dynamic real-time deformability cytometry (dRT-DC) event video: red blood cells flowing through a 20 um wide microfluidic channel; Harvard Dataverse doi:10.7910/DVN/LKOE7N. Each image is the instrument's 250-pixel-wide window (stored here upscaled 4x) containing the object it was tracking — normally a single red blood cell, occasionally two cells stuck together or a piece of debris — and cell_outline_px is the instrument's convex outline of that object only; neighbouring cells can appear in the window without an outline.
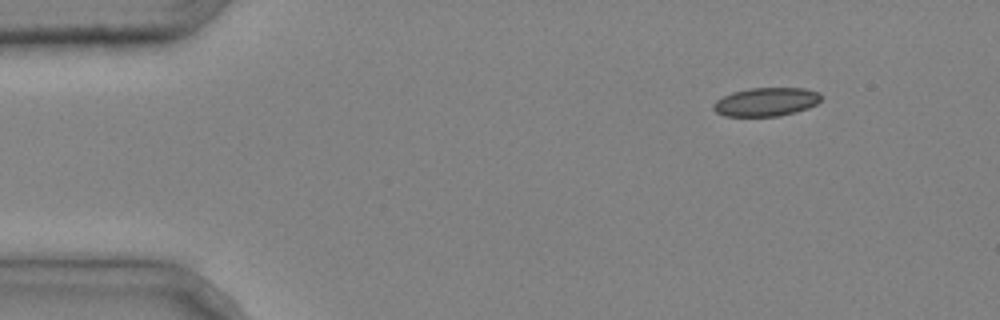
{"species": "common noctule bat (a hibernating species)", "species_latin": "Nyctalus noctula", "temperature_condition": "cold", "stored_images_in_passage": 4, "segment_of_instrument_passage": [1, 2], "camera_frame_rate_fps": 3000, "um_per_image_px": 0.085, "animal": {"sex": "male", "body_mass_g": 20.4}, "frame": {"image": 1, "passage_image": 1, "time_ms": 0.0, "image_size_px": [1000, 320], "cell_outline_px": [[824, 96], [816, 104], [808, 108], [796, 112], [780, 116], [724, 116], [716, 112], [712, 108], [712, 104], [716, 100], [732, 92], [748, 88], [804, 88], [820, 92]], "centroid_in_image_um": [65.13, 8.66], "position_along_channel_um": 19.9, "area_um2": 18.15}}